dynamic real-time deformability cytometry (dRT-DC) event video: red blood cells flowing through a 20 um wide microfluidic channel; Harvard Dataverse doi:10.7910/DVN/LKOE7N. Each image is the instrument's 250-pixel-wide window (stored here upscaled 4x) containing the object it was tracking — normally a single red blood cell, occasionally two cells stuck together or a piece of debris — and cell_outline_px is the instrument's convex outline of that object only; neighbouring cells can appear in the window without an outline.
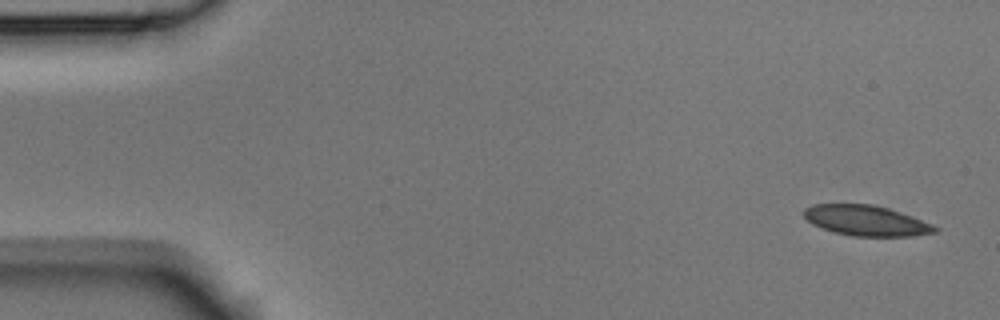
{"species": "Egyptian fruit bat (a non-hibernating species)", "species_latin": "Rousettus aegyptiacus", "temperature_condition": "room temperature", "stored_images_in_passage": 8, "camera_frame_rate_fps": 3000, "um_per_image_px": 0.085, "animal": {"sex": "male"}, "frame": {"image": 1, "passage_image": 1, "time_ms": 0.0, "image_size_px": [1000, 320], "cell_outline_px": [[940, 228], [936, 232], [912, 236], [852, 236], [836, 232], [812, 224], [804, 216], [804, 208], [812, 204], [872, 204], [888, 208], [932, 224]], "centroid_in_image_um": [73.62, 18.74], "position_along_channel_um": 11.4, "area_um2": 22.95}}
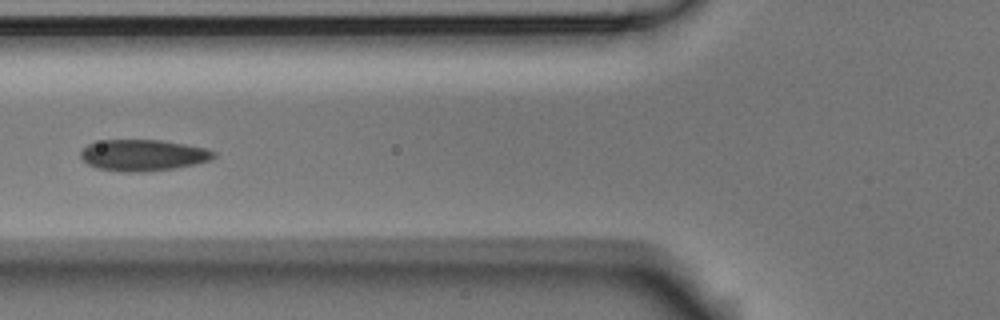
{"frame": {"image": 2, "passage_image": 6, "time_ms": 1.667, "image_size_px": [1000, 320], "cell_outline_px": [[216, 156], [212, 160], [196, 164], [176, 168], [140, 172], [124, 172], [96, 168], [88, 164], [80, 156], [80, 152], [88, 144], [104, 140], [160, 140], [184, 144], [204, 148], [216, 152]], "centroid_in_image_um": [12.18, 13.2], "position_along_channel_um": 113.6, "area_um2": 24.28}}
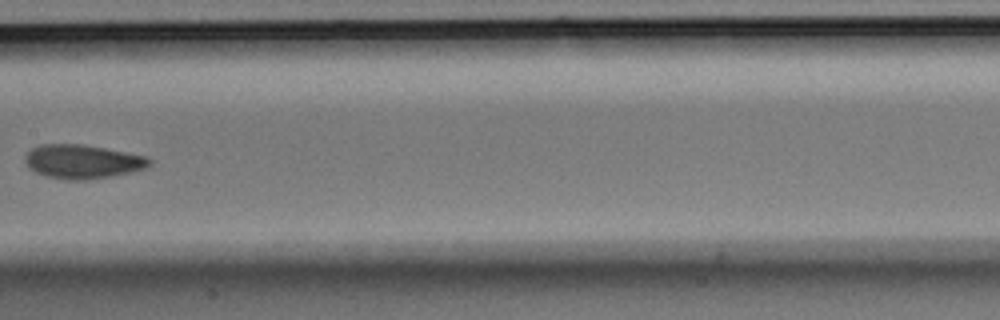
{"frame": {"image": 3, "passage_image": 8, "time_ms": 2.333, "image_size_px": [1000, 320], "cell_outline_px": [[152, 164], [148, 168], [108, 176], [84, 180], [68, 180], [48, 176], [36, 172], [28, 168], [24, 160], [24, 156], [32, 148], [40, 144], [80, 144], [104, 148], [148, 156], [152, 160]], "centroid_in_image_um": [7.02, 13.72], "position_along_channel_um": 200.4, "area_um2": 24.51}}